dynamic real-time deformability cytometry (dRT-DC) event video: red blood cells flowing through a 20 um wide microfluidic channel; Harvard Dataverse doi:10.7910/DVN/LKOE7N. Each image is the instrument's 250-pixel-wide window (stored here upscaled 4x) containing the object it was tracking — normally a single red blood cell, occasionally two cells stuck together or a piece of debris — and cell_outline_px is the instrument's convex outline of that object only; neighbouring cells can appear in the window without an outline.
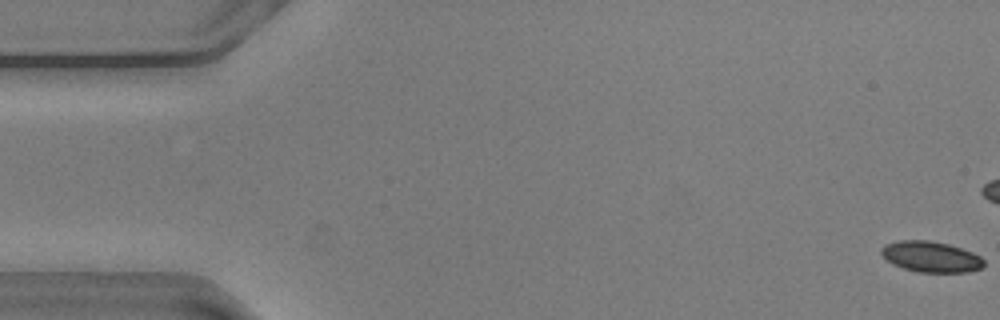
{"species": "common noctule bat (a hibernating species)", "species_latin": "Nyctalus noctula", "temperature_condition": "warm", "stored_images_in_passage": 44, "camera_frame_rate_fps": 3000, "um_per_image_px": 0.085, "animal": {"sex": "male", "body_mass_g": 20.5, "forearm_length_mm": 52.5}, "frame": {"image": 1, "passage_image": 1, "time_ms": 0.0, "image_size_px": [1000, 320], "cell_outline_px": [[984, 264], [980, 268], [968, 272], [920, 272], [904, 268], [892, 264], [880, 252], [880, 248], [884, 244], [896, 240], [928, 240], [948, 244], [972, 252], [980, 256], [984, 260]], "centroid_in_image_um": [79.1, 21.81], "position_along_channel_um": 5.9, "area_um2": 18.38}}
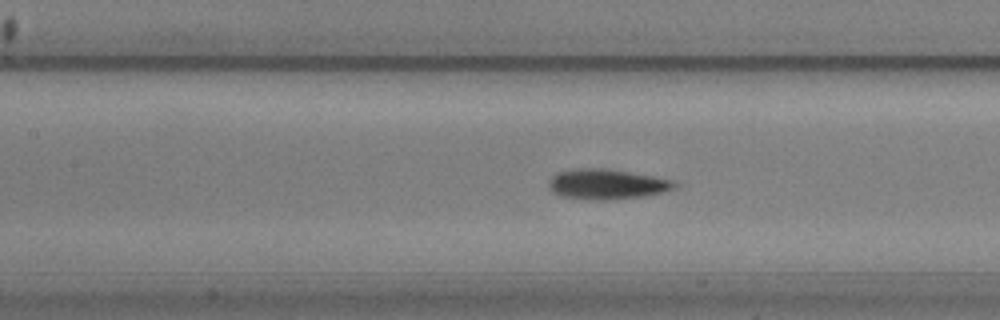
{"frame": {"image": 2, "passage_image": 25, "time_ms": 8.0, "image_size_px": [1000, 320], "cell_outline_px": [[680, 184], [676, 188], [644, 196], [608, 200], [592, 200], [560, 196], [552, 192], [548, 188], [548, 180], [556, 172], [580, 168], [604, 168], [652, 176], [672, 180]], "centroid_in_image_um": [51.53, 15.66], "position_along_channel_um": 155.9, "area_um2": 22.2}}
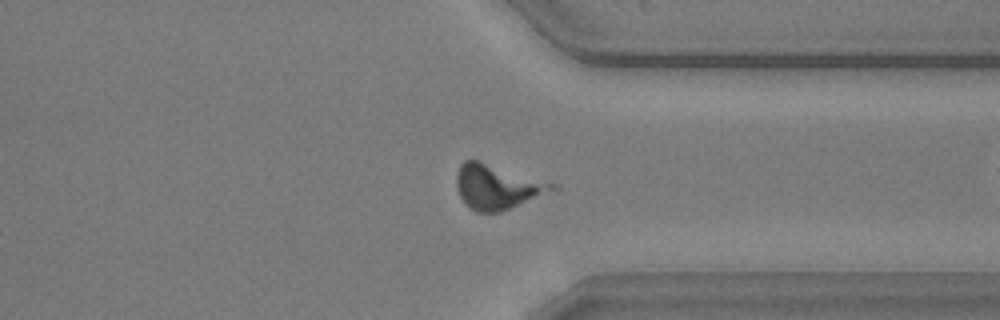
{"frame": {"image": 3, "passage_image": 43, "time_ms": 14.0, "image_size_px": [1000, 320], "cell_outline_px": [[560, 188], [500, 212], [476, 212], [468, 208], [460, 196], [456, 188], [456, 176], [460, 164], [464, 160], [476, 160], [556, 184]], "centroid_in_image_um": [42.23, 15.89], "position_along_channel_um": 369.2, "area_um2": 24.57}}